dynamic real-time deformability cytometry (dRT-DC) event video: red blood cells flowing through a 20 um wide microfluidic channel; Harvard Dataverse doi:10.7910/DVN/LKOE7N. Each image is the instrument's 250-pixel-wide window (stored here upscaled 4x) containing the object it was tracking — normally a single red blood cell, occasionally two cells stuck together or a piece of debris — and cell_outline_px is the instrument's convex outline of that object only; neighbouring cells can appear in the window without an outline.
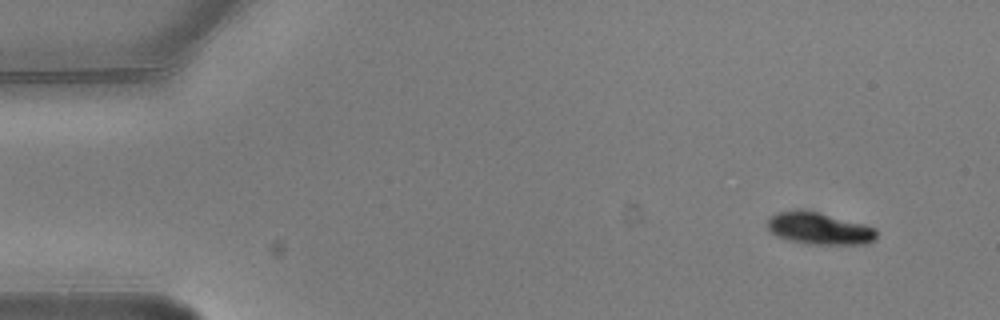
{"species": "common noctule bat (a hibernating species)", "species_latin": "Nyctalus noctula", "temperature_condition": "warm", "stored_images_in_passage": 5, "camera_frame_rate_fps": 3000, "um_per_image_px": 0.085, "animal": {"sex": "male", "body_mass_g": 20.5, "forearm_length_mm": 52.5}, "frame": {"image": 1, "passage_image": 1, "time_ms": 0.0, "image_size_px": [1000, 320], "cell_outline_px": [[876, 240], [868, 244], [812, 244], [788, 240], [776, 236], [768, 228], [768, 220], [772, 216], [780, 212], [796, 208], [804, 208], [820, 212], [864, 224], [876, 228]], "centroid_in_image_um": [69.65, 19.4], "position_along_channel_um": 15.3, "area_um2": 20.58}}
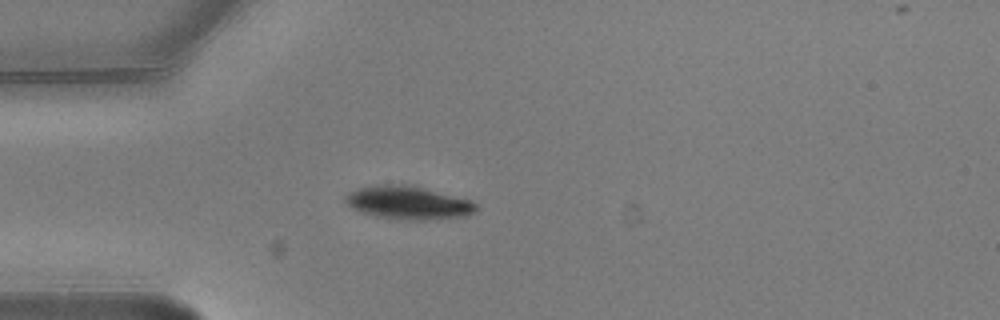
{"frame": {"image": 2, "passage_image": 4, "time_ms": 1.0, "image_size_px": [1000, 320], "cell_outline_px": [[480, 208], [476, 212], [468, 216], [428, 220], [400, 220], [376, 216], [360, 212], [344, 204], [344, 196], [348, 192], [356, 188], [372, 184], [416, 184], [472, 200]], "centroid_in_image_um": [34.71, 17.21], "position_along_channel_um": 50.3, "area_um2": 26.47}}